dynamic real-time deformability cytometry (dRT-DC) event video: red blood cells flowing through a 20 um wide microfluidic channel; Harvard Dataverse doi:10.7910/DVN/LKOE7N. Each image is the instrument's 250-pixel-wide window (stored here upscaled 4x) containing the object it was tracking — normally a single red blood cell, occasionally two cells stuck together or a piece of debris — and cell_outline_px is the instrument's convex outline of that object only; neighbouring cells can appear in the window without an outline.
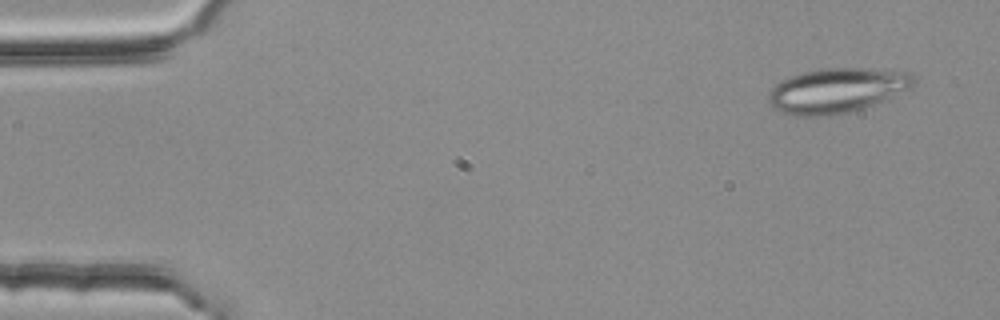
{"species": "common noctule bat (a hibernating species)", "species_latin": "Nyctalus noctula", "temperature_condition": "room temperature", "stored_images_in_passage": 3, "camera_frame_rate_fps": 3000, "um_per_image_px": 0.085, "animal": {"sex": "female", "body_mass_g": 25.1}, "frame": {"image": 1, "passage_image": 1, "time_ms": 0.0, "image_size_px": [1000, 320], "cell_outline_px": [[916, 84], [912, 88], [852, 112], [828, 116], [796, 116], [780, 112], [772, 108], [768, 104], [768, 92], [780, 80], [804, 72], [820, 68], [860, 68], [912, 72], [916, 80]], "centroid_in_image_um": [71.11, 7.69], "position_along_channel_um": 13.9, "area_um2": 38.15}}